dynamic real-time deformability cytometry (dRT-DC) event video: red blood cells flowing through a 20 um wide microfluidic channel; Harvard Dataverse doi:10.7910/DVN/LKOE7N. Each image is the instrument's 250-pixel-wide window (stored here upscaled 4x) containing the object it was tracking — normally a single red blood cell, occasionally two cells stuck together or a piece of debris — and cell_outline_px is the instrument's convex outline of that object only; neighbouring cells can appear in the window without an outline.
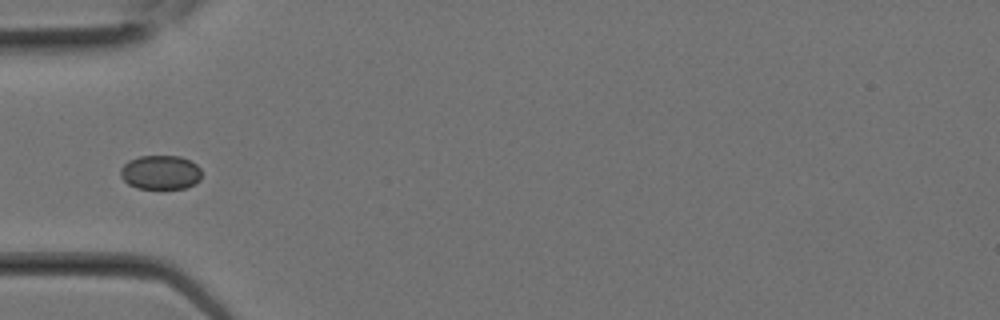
{"species": "Egyptian fruit bat (a non-hibernating species)", "species_latin": "Rousettus aegyptiacus", "temperature_condition": "room temperature", "stored_images_in_passage": 2, "camera_frame_rate_fps": 3000, "um_per_image_px": 0.085, "animal": {"sex": "female"}, "frame": {"image": 1, "passage_image": 2, "time_ms": 0.333, "image_size_px": [1000, 320], "cell_outline_px": [[200, 180], [196, 184], [184, 188], [136, 188], [128, 184], [120, 176], [120, 168], [128, 160], [140, 156], [180, 156], [196, 164], [200, 168]], "centroid_in_image_um": [13.63, 14.65], "position_along_channel_um": 71.4, "area_um2": 16.18}}